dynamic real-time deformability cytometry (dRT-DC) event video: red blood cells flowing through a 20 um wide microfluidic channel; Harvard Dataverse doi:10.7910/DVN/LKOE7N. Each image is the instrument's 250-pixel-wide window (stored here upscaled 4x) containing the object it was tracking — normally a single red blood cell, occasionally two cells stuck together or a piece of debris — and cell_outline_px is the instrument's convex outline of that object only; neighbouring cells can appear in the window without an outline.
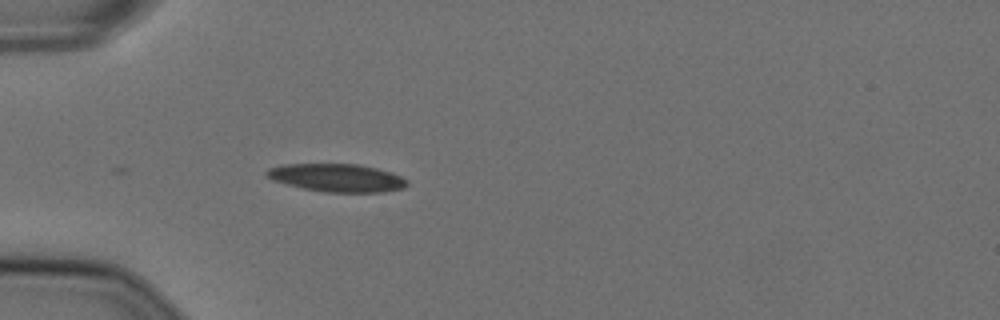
{"species": "Egyptian fruit bat (a non-hibernating species)", "species_latin": "Rousettus aegyptiacus", "temperature_condition": "cold", "stored_images_in_passage": 4, "camera_frame_rate_fps": 3000, "um_per_image_px": 0.085, "animal": {"sex": "female"}, "frame": {"image": 1, "passage_image": 1, "time_ms": 0.0, "image_size_px": [1000, 320], "cell_outline_px": [[408, 184], [404, 188], [384, 192], [324, 192], [304, 188], [272, 180], [264, 172], [268, 168], [280, 164], [360, 164], [392, 172], [408, 180]], "centroid_in_image_um": [28.66, 15.1], "position_along_channel_um": 56.3, "area_um2": 22.95}}